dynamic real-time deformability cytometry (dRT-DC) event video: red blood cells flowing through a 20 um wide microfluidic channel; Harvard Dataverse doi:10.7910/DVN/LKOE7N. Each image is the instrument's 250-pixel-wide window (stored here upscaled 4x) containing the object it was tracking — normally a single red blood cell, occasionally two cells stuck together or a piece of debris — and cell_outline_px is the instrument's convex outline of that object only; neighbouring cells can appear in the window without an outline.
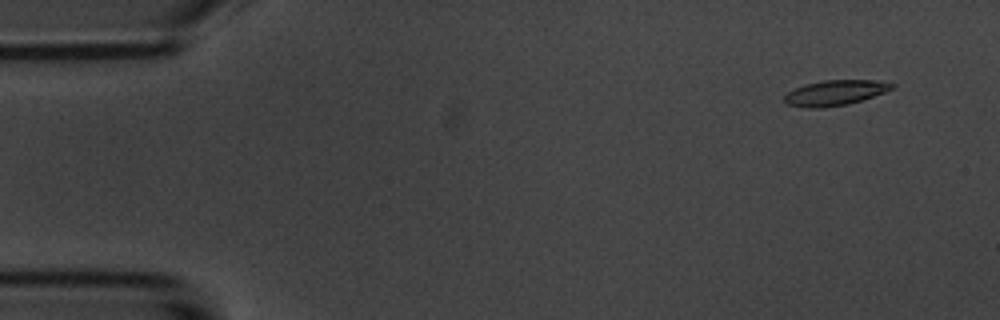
{"species": "common noctule bat (a hibernating species)", "species_latin": "Nyctalus noctula", "temperature_condition": "room temperature", "stored_images_in_passage": 6, "camera_frame_rate_fps": 3000, "um_per_image_px": 0.085, "animal": {"sex": "male", "body_mass_g": 20.1, "forearm_length_mm": 53.5}, "frame": {"image": 1, "passage_image": 2, "time_ms": 1.0, "image_size_px": [1000, 320], "cell_outline_px": [[896, 84], [892, 88], [884, 92], [848, 104], [824, 108], [808, 108], [788, 104], [784, 100], [784, 96], [788, 92], [804, 84], [824, 80], [880, 80]], "centroid_in_image_um": [70.98, 7.88], "position_along_channel_um": 14.0, "area_um2": 15.72}}
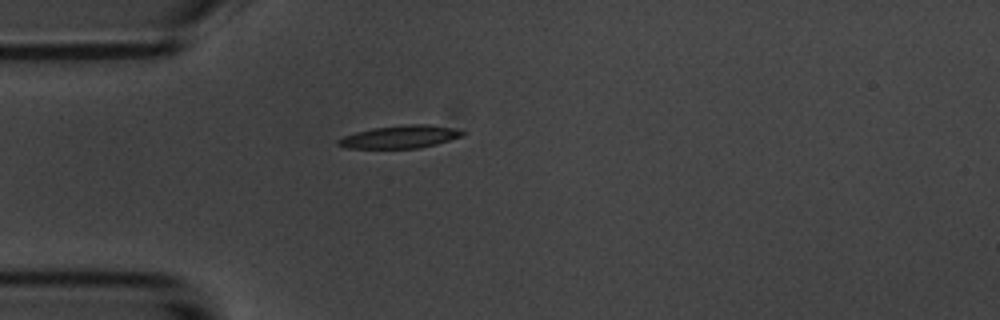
{"frame": {"image": 2, "passage_image": 5, "time_ms": 4.667, "image_size_px": [1000, 320], "cell_outline_px": [[464, 136], [436, 144], [420, 148], [348, 148], [336, 144], [336, 140], [344, 136], [356, 132], [372, 128], [408, 124], [428, 124], [452, 128], [464, 132]], "centroid_in_image_um": [34.0, 11.63], "position_along_channel_um": 51.0, "area_um2": 16.42}}